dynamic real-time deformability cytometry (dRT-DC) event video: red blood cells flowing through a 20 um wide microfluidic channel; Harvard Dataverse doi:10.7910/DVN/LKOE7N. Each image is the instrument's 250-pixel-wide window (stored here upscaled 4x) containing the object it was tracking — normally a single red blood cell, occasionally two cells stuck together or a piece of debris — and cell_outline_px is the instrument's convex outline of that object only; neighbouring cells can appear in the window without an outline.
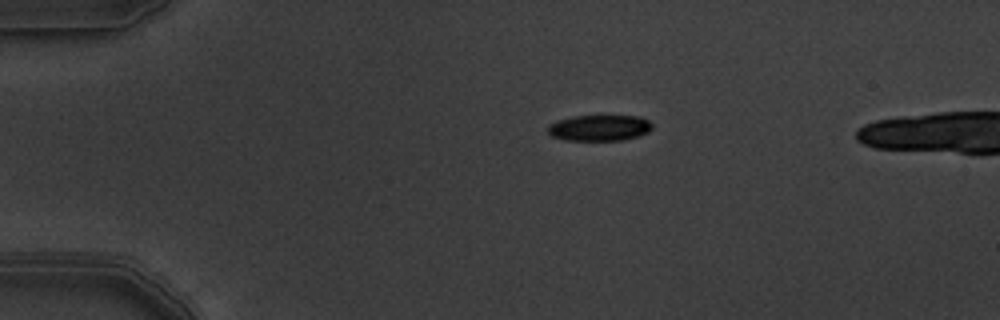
{"species": "common noctule bat (a hibernating species)", "species_latin": "Nyctalus noctula", "temperature_condition": "warm", "stored_images_in_passage": 5, "camera_frame_rate_fps": 3000, "um_per_image_px": 0.085, "animal": {"sex": "male", "body_mass_g": 19.5, "forearm_length_mm": 54.6}, "frame": {"image": 1, "passage_image": 5, "time_ms": 1.333, "image_size_px": [1000, 320], "cell_outline_px": [[652, 128], [648, 132], [636, 136], [620, 140], [564, 140], [552, 136], [548, 132], [548, 124], [556, 120], [572, 116], [640, 116], [648, 120], [652, 124]], "centroid_in_image_um": [50.92, 10.86], "position_along_channel_um": 34.1, "area_um2": 15.78}}